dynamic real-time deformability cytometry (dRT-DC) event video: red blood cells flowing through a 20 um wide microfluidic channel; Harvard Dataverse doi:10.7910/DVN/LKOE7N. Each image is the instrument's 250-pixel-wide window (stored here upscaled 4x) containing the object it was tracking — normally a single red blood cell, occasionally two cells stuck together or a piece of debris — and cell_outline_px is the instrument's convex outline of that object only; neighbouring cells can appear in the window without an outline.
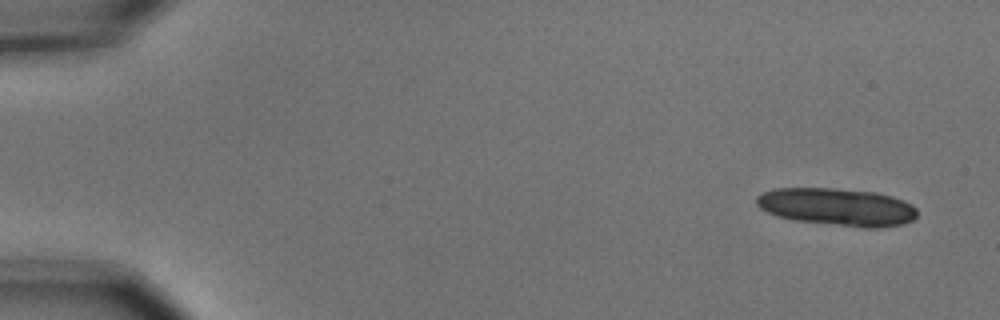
{"species": "common noctule bat (a hibernating species)", "species_latin": "Nyctalus noctula", "temperature_condition": "cold", "stored_images_in_passage": 5, "camera_frame_rate_fps": 3000, "um_per_image_px": 0.085, "animal": {"sex": "male", "body_mass_g": 15.6}, "frame": {"image": 1, "passage_image": 1, "time_ms": 0.0, "image_size_px": [1000, 320], "cell_outline_px": [[916, 216], [912, 220], [904, 224], [880, 228], [864, 228], [796, 220], [776, 216], [760, 208], [756, 204], [756, 196], [760, 192], [772, 188], [836, 188], [876, 192], [892, 196], [904, 200], [912, 204], [916, 208]], "centroid_in_image_um": [71.15, 17.58], "position_along_channel_um": 13.8, "area_um2": 35.55}}
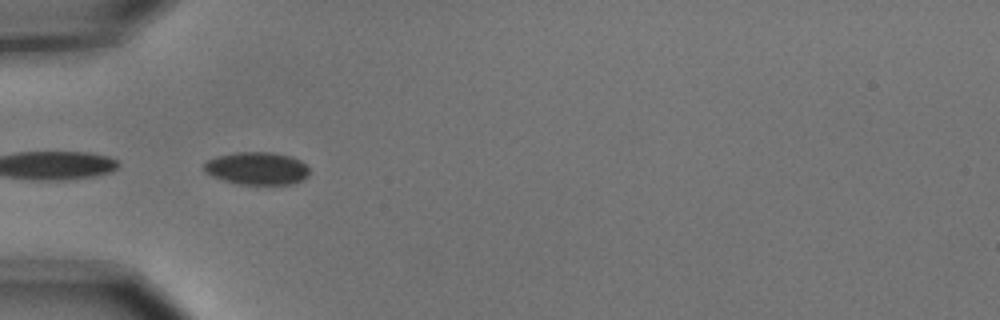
{"frame": {"image": 2, "passage_image": 5, "time_ms": 1.333, "image_size_px": [1000, 320], "cell_outline_px": [[308, 176], [292, 184], [236, 184], [212, 176], [204, 168], [204, 164], [208, 160], [216, 156], [236, 152], [272, 152], [292, 156], [300, 160], [308, 168]], "centroid_in_image_um": [21.85, 14.3], "position_along_channel_um": 63.2, "area_um2": 19.94}}